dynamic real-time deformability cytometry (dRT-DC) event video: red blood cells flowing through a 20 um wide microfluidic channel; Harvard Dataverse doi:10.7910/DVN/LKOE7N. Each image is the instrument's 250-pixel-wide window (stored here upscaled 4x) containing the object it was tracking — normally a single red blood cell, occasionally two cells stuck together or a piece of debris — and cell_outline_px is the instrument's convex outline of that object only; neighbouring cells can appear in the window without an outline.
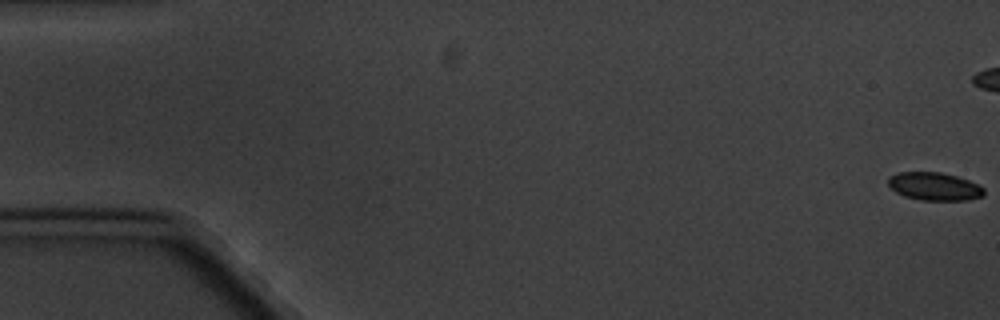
{"species": "common noctule bat (a hibernating species)", "species_latin": "Nyctalus noctula", "temperature_condition": "cold", "stored_images_in_passage": 6, "camera_frame_rate_fps": 3000, "um_per_image_px": 0.085, "animal": {"sex": "male", "body_mass_g": 20.1, "forearm_length_mm": 53.5}, "frame": {"image": 1, "passage_image": 1, "time_ms": 0.0, "image_size_px": [1000, 320], "cell_outline_px": [[984, 196], [964, 200], [920, 200], [904, 196], [896, 192], [888, 184], [888, 176], [900, 172], [940, 172], [956, 176], [980, 184], [984, 188]], "centroid_in_image_um": [79.43, 15.84], "position_along_channel_um": 5.6, "area_um2": 15.66}}